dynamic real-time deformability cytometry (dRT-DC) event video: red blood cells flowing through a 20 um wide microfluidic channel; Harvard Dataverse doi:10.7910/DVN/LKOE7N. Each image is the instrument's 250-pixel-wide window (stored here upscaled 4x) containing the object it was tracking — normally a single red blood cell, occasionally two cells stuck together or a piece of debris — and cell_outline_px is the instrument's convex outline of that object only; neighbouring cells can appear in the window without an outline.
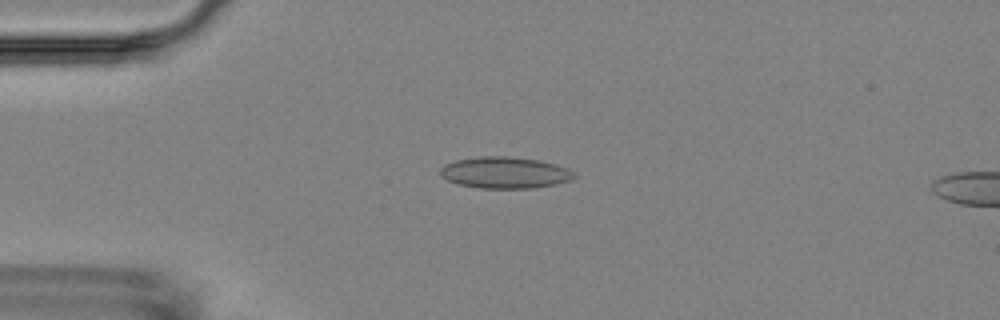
{"species": "Egyptian fruit bat (a non-hibernating species)", "species_latin": "Rousettus aegyptiacus", "temperature_condition": "room temperature", "stored_images_in_passage": 4, "segment_of_instrument_passage": [1, 2], "camera_frame_rate_fps": 3000, "um_per_image_px": 0.085, "animal": {"sex": "female"}, "frame": {"image": 1, "passage_image": 2, "time_ms": 2.0, "image_size_px": [1000, 320], "cell_outline_px": [[576, 176], [568, 180], [556, 184], [532, 188], [480, 188], [456, 184], [448, 180], [440, 172], [440, 168], [444, 164], [456, 160], [480, 156], [508, 156], [540, 160], [556, 164], [568, 168], [576, 172]], "centroid_in_image_um": [42.93, 14.66], "position_along_channel_um": 42.1, "area_um2": 24.62}}